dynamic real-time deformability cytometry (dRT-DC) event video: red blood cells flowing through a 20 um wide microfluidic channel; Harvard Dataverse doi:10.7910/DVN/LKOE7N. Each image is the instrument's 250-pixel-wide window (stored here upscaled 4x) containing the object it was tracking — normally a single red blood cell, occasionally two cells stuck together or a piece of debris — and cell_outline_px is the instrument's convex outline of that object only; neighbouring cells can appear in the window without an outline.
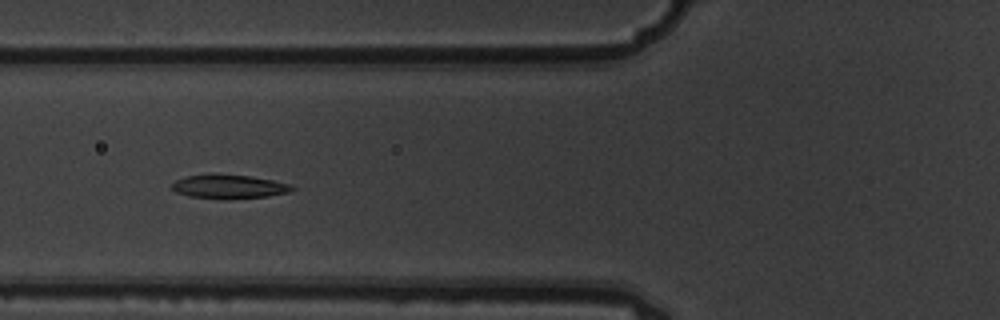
{"species": "common noctule bat (a hibernating species)", "species_latin": "Nyctalus noctula", "temperature_condition": "warm", "stored_images_in_passage": 7, "camera_frame_rate_fps": 3000, "um_per_image_px": 0.085, "animal": {"sex": "male", "body_mass_g": 19.5, "forearm_length_mm": 54.6}, "frame": {"image": 1, "passage_image": 5, "time_ms": 1.333, "image_size_px": [1000, 320], "cell_outline_px": [[296, 188], [288, 192], [268, 196], [188, 196], [176, 192], [168, 188], [176, 180], [184, 176], [252, 176], [292, 184]], "centroid_in_image_um": [19.48, 15.84], "position_along_channel_um": 106.3, "area_um2": 15.32}}
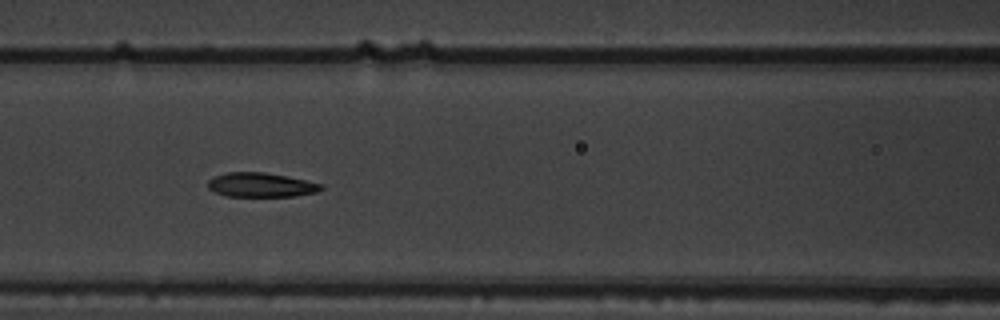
{"frame": {"image": 2, "passage_image": 6, "time_ms": 1.667, "image_size_px": [1000, 320], "cell_outline_px": [[324, 188], [316, 192], [296, 196], [228, 196], [216, 192], [208, 188], [208, 180], [212, 176], [228, 172], [264, 172], [288, 176], [324, 184]], "centroid_in_image_um": [22.2, 15.71], "position_along_channel_um": 144.4, "area_um2": 16.13}}
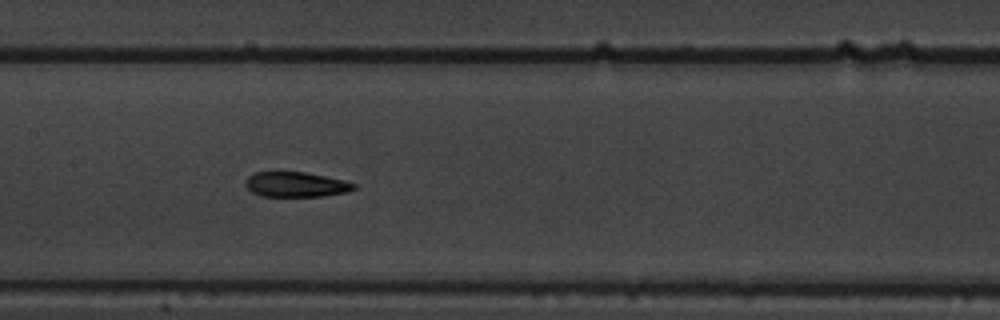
{"frame": {"image": 3, "passage_image": 7, "time_ms": 2.0, "image_size_px": [1000, 320], "cell_outline_px": [[356, 188], [348, 192], [324, 196], [264, 196], [252, 192], [244, 184], [244, 180], [248, 176], [256, 172], [304, 172], [344, 180], [356, 184]], "centroid_in_image_um": [25.15, 15.68], "position_along_channel_um": 182.2, "area_um2": 15.78}}